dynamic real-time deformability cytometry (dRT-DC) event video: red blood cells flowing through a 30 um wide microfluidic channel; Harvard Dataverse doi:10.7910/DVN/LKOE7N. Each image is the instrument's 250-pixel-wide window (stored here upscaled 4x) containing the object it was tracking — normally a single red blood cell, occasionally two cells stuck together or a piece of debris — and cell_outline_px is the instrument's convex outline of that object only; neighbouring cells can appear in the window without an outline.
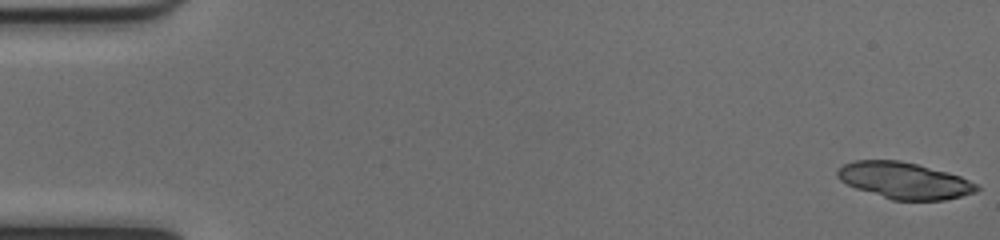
{"species": "common noctule bat (a hibernating species)", "species_latin": "Nyctalus noctula", "temperature_condition": "cold", "stored_images_in_passage": 52, "camera_frame_rate_fps": 3000, "um_per_image_px": 0.085, "animal": {"sex": "female", "body_mass_g": 17.0, "forearm_length_mm": 48.0}, "frame": {"image": 1, "passage_image": 1, "time_ms": 0.0, "image_size_px": [1000, 240], "cell_outline_px": [[980, 188], [976, 192], [944, 200], [892, 200], [856, 188], [840, 180], [836, 176], [836, 172], [844, 164], [856, 160], [900, 160], [948, 172], [960, 176], [976, 184]], "centroid_in_image_um": [76.86, 15.34], "position_along_channel_um": 8.1, "area_um2": 29.36}}
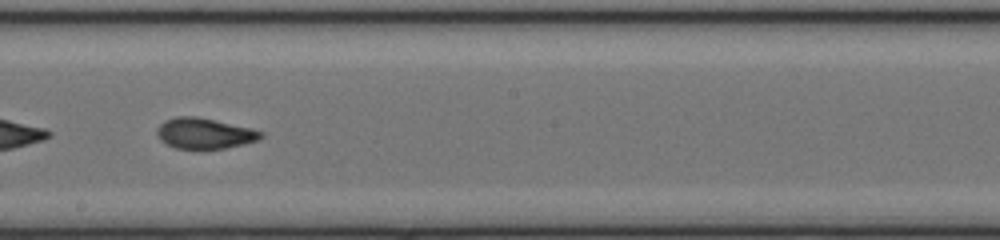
{"frame": {"image": 2, "passage_image": 30, "time_ms": 9.667, "image_size_px": [1000, 240], "cell_outline_px": [[264, 136], [256, 140], [244, 144], [224, 148], [176, 148], [160, 140], [156, 132], [156, 128], [164, 120], [176, 116], [196, 116], [252, 128], [264, 132]], "centroid_in_image_um": [17.37, 11.32], "position_along_channel_um": 230.8, "area_um2": 18.5}}
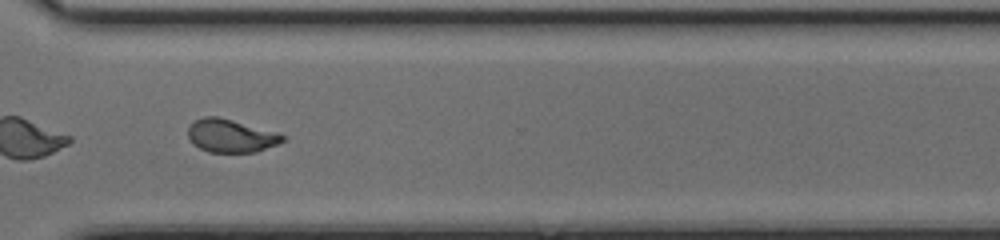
{"frame": {"image": 3, "passage_image": 39, "time_ms": 12.667, "image_size_px": [1000, 240], "cell_outline_px": [[284, 140], [280, 144], [256, 152], [208, 152], [192, 144], [188, 136], [188, 128], [196, 120], [204, 116], [216, 116], [232, 120], [276, 132], [284, 136]], "centroid_in_image_um": [19.62, 11.56], "position_along_channel_um": 351.0, "area_um2": 18.15}, "authors_computed_cell_mechanics": {"area_um2": 19.2763, "velocity_mm_per_s": 4.0096, "shape_relaxation_time_tau1_ms": 8.4269, "shape_relaxation_time_tau2_ms": 1.3051, "deformation_change_tau1": 0.2336, "deformation_change_tau2": 0.0712}}